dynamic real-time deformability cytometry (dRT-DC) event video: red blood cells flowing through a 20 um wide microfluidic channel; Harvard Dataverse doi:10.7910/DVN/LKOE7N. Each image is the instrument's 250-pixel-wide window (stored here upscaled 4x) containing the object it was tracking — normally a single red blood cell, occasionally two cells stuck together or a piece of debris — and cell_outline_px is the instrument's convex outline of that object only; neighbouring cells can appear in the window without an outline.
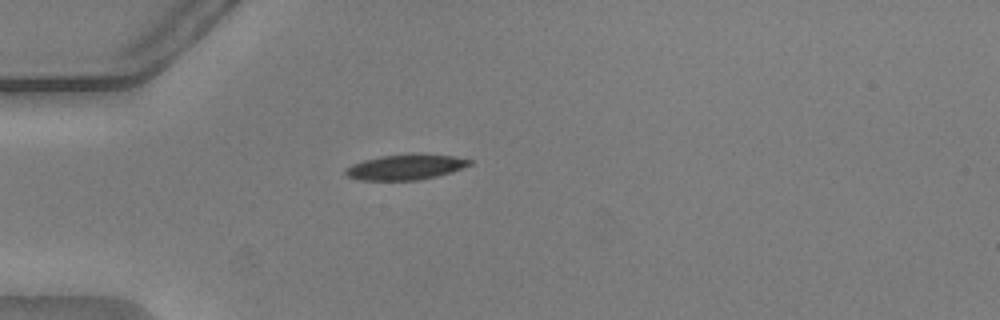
{"species": "common noctule bat (a hibernating species)", "species_latin": "Nyctalus noctula", "temperature_condition": "warm", "stored_images_in_passage": 48, "camera_frame_rate_fps": 3000, "um_per_image_px": 0.085, "animal": {"sex": "male", "body_mass_g": 20.5, "forearm_length_mm": 52.5}, "frame": {"image": 1, "passage_image": 9, "time_ms": 2.667, "image_size_px": [1000, 320], "cell_outline_px": [[472, 164], [452, 172], [420, 180], [360, 180], [348, 176], [344, 172], [344, 168], [352, 164], [364, 160], [380, 156], [412, 152], [456, 156], [472, 160]], "centroid_in_image_um": [34.5, 14.18], "position_along_channel_um": 50.5, "area_um2": 18.73}}
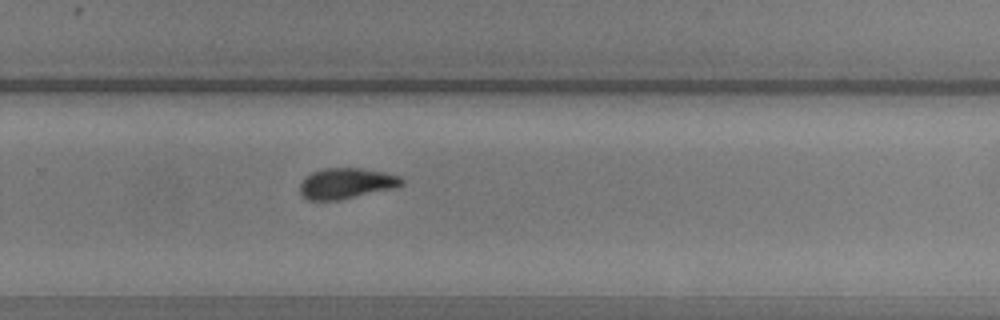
{"frame": {"image": 2, "passage_image": 30, "time_ms": 9.667, "image_size_px": [1000, 320], "cell_outline_px": [[404, 184], [396, 188], [340, 200], [308, 200], [300, 192], [300, 184], [304, 176], [312, 172], [324, 168], [364, 168], [384, 172], [400, 176], [404, 180]], "centroid_in_image_um": [29.46, 15.58], "position_along_channel_um": 300.3, "area_um2": 18.44}}
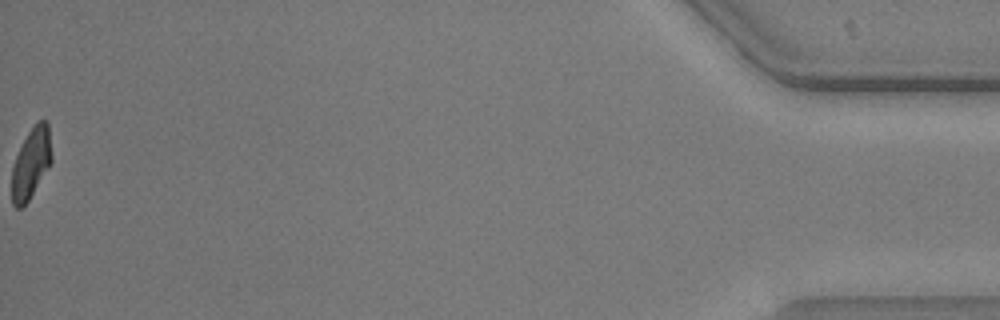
{"frame": {"image": 3, "passage_image": 48, "time_ms": 15.667, "image_size_px": [1000, 320], "cell_outline_px": [[52, 160], [48, 168], [28, 200], [20, 208], [16, 208], [12, 204], [12, 168], [16, 156], [28, 132], [36, 120], [48, 120], [52, 156]], "centroid_in_image_um": [2.65, 13.83], "position_along_channel_um": 432.5, "area_um2": 16.24}, "authors_computed_cell_mechanics": {"area_um2": 18.1492, "velocity_mm_per_s": 3.78, "shape_relaxation_time_tau1_ms": 4.7142, "shape_relaxation_time_tau2_ms": 3.2407, "deformation_change_tau1": 0.1637, "deformation_change_tau2": 0.0954}}